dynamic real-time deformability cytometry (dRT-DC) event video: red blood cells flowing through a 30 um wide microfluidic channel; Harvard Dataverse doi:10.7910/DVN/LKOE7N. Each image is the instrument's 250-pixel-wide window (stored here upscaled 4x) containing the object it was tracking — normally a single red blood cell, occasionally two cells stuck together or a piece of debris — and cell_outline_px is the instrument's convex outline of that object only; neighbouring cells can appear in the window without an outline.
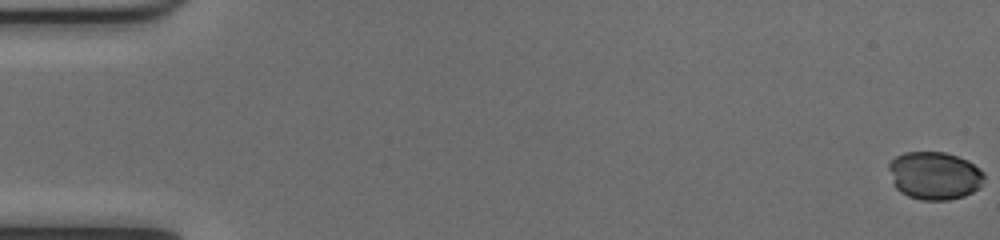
{"species": "common noctule bat (a hibernating species)", "species_latin": "Nyctalus noctula", "temperature_condition": "cold", "stored_images_in_passage": 53, "camera_frame_rate_fps": 3000, "um_per_image_px": 0.085, "animal": {"sex": "female", "body_mass_g": 17.0, "forearm_length_mm": 48.0}, "frame": {"image": 1, "passage_image": 1, "time_ms": 0.0, "image_size_px": [1000, 240], "cell_outline_px": [[984, 176], [980, 188], [964, 196], [948, 200], [920, 200], [908, 196], [900, 192], [896, 188], [892, 180], [888, 168], [888, 164], [896, 156], [904, 152], [944, 152], [968, 160], [980, 168], [984, 172]], "centroid_in_image_um": [79.44, 14.93], "position_along_channel_um": 5.6, "area_um2": 26.76}}
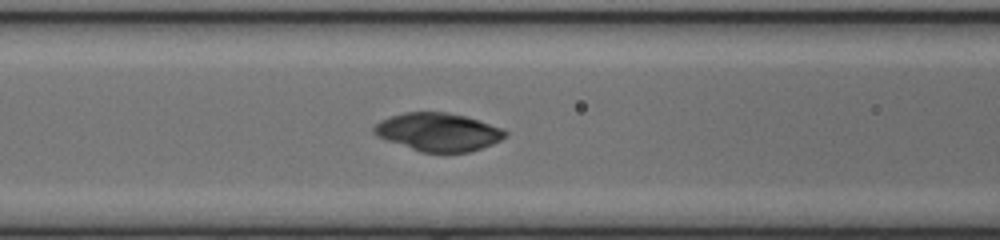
{"frame": {"image": 2, "passage_image": 23, "time_ms": 7.333, "image_size_px": [1000, 240], "cell_outline_px": [[508, 136], [492, 144], [468, 152], [420, 152], [376, 136], [372, 132], [372, 128], [380, 120], [404, 112], [448, 112], [464, 116], [504, 128], [508, 132]], "centroid_in_image_um": [37.25, 11.22], "position_along_channel_um": 129.4, "area_um2": 29.13}}
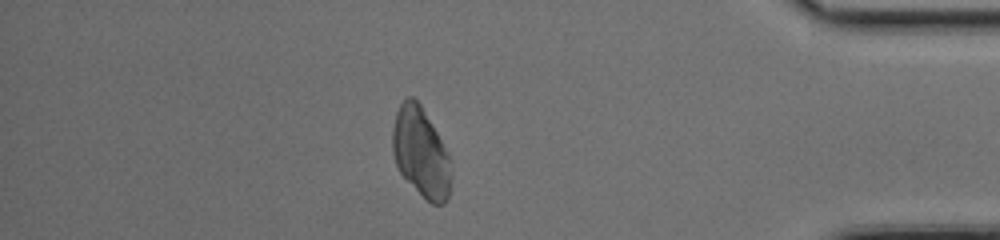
{"frame": {"image": 3, "passage_image": 46, "time_ms": 15.0, "image_size_px": [1000, 240], "cell_outline_px": [[452, 176], [448, 200], [444, 204], [432, 204], [400, 172], [396, 164], [392, 152], [392, 128], [396, 112], [400, 104], [408, 96], [412, 96], [420, 104], [448, 152], [452, 160]], "centroid_in_image_um": [35.8, 12.96], "position_along_channel_um": 399.4, "area_um2": 30.52}}